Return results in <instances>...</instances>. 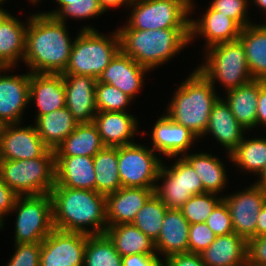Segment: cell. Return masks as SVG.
Here are the masks:
<instances>
[{"label": "cell", "mask_w": 266, "mask_h": 266, "mask_svg": "<svg viewBox=\"0 0 266 266\" xmlns=\"http://www.w3.org/2000/svg\"><path fill=\"white\" fill-rule=\"evenodd\" d=\"M17 197L18 195L0 179V228L1 229L3 228L2 226L4 225L3 217L6 216L7 213L12 212Z\"/></svg>", "instance_id": "7dc6e473"}, {"label": "cell", "mask_w": 266, "mask_h": 266, "mask_svg": "<svg viewBox=\"0 0 266 266\" xmlns=\"http://www.w3.org/2000/svg\"><path fill=\"white\" fill-rule=\"evenodd\" d=\"M99 0H75L64 6L54 17L65 23L66 17L84 19L99 16L104 13Z\"/></svg>", "instance_id": "ab89813d"}, {"label": "cell", "mask_w": 266, "mask_h": 266, "mask_svg": "<svg viewBox=\"0 0 266 266\" xmlns=\"http://www.w3.org/2000/svg\"><path fill=\"white\" fill-rule=\"evenodd\" d=\"M210 7L232 18L241 28L253 24L246 17L248 0H213Z\"/></svg>", "instance_id": "60d3db41"}, {"label": "cell", "mask_w": 266, "mask_h": 266, "mask_svg": "<svg viewBox=\"0 0 266 266\" xmlns=\"http://www.w3.org/2000/svg\"><path fill=\"white\" fill-rule=\"evenodd\" d=\"M205 223L216 236H222L234 232L230 211L223 199L216 205Z\"/></svg>", "instance_id": "7bdbcfd3"}, {"label": "cell", "mask_w": 266, "mask_h": 266, "mask_svg": "<svg viewBox=\"0 0 266 266\" xmlns=\"http://www.w3.org/2000/svg\"><path fill=\"white\" fill-rule=\"evenodd\" d=\"M95 99L97 111L101 112H126V106L133 100L115 86L101 82L96 83Z\"/></svg>", "instance_id": "f35d334b"}, {"label": "cell", "mask_w": 266, "mask_h": 266, "mask_svg": "<svg viewBox=\"0 0 266 266\" xmlns=\"http://www.w3.org/2000/svg\"><path fill=\"white\" fill-rule=\"evenodd\" d=\"M216 239L215 233L205 222L190 224L188 245L190 253H201Z\"/></svg>", "instance_id": "b9f144b4"}, {"label": "cell", "mask_w": 266, "mask_h": 266, "mask_svg": "<svg viewBox=\"0 0 266 266\" xmlns=\"http://www.w3.org/2000/svg\"><path fill=\"white\" fill-rule=\"evenodd\" d=\"M80 31L74 40L69 63L63 74L85 75L98 79L120 51L118 32L116 30L109 38L89 26Z\"/></svg>", "instance_id": "8992f818"}, {"label": "cell", "mask_w": 266, "mask_h": 266, "mask_svg": "<svg viewBox=\"0 0 266 266\" xmlns=\"http://www.w3.org/2000/svg\"><path fill=\"white\" fill-rule=\"evenodd\" d=\"M104 11H107L110 7H118L121 5H130L133 3V0H99Z\"/></svg>", "instance_id": "816d5d0a"}, {"label": "cell", "mask_w": 266, "mask_h": 266, "mask_svg": "<svg viewBox=\"0 0 266 266\" xmlns=\"http://www.w3.org/2000/svg\"><path fill=\"white\" fill-rule=\"evenodd\" d=\"M93 123L105 146L119 147L134 143L130 138L136 134L138 123L127 112L97 111Z\"/></svg>", "instance_id": "7402d4cb"}, {"label": "cell", "mask_w": 266, "mask_h": 266, "mask_svg": "<svg viewBox=\"0 0 266 266\" xmlns=\"http://www.w3.org/2000/svg\"><path fill=\"white\" fill-rule=\"evenodd\" d=\"M55 184L73 189L95 190L93 157H56Z\"/></svg>", "instance_id": "603a6c76"}, {"label": "cell", "mask_w": 266, "mask_h": 266, "mask_svg": "<svg viewBox=\"0 0 266 266\" xmlns=\"http://www.w3.org/2000/svg\"><path fill=\"white\" fill-rule=\"evenodd\" d=\"M229 159L239 168L260 175L266 167V138L243 139Z\"/></svg>", "instance_id": "e575fe53"}, {"label": "cell", "mask_w": 266, "mask_h": 266, "mask_svg": "<svg viewBox=\"0 0 266 266\" xmlns=\"http://www.w3.org/2000/svg\"><path fill=\"white\" fill-rule=\"evenodd\" d=\"M181 1L190 8V12L192 13V7L194 6L193 1L192 0H181Z\"/></svg>", "instance_id": "6f0895ef"}, {"label": "cell", "mask_w": 266, "mask_h": 266, "mask_svg": "<svg viewBox=\"0 0 266 266\" xmlns=\"http://www.w3.org/2000/svg\"><path fill=\"white\" fill-rule=\"evenodd\" d=\"M205 57L207 61L198 70L213 85L218 79L229 91L253 80L244 47L239 40L209 47Z\"/></svg>", "instance_id": "52a82bcc"}, {"label": "cell", "mask_w": 266, "mask_h": 266, "mask_svg": "<svg viewBox=\"0 0 266 266\" xmlns=\"http://www.w3.org/2000/svg\"><path fill=\"white\" fill-rule=\"evenodd\" d=\"M200 256L206 266H243L247 258V241L234 232L216 236Z\"/></svg>", "instance_id": "4316f807"}, {"label": "cell", "mask_w": 266, "mask_h": 266, "mask_svg": "<svg viewBox=\"0 0 266 266\" xmlns=\"http://www.w3.org/2000/svg\"><path fill=\"white\" fill-rule=\"evenodd\" d=\"M15 243H41L54 229L50 194L18 196Z\"/></svg>", "instance_id": "ba28073f"}, {"label": "cell", "mask_w": 266, "mask_h": 266, "mask_svg": "<svg viewBox=\"0 0 266 266\" xmlns=\"http://www.w3.org/2000/svg\"><path fill=\"white\" fill-rule=\"evenodd\" d=\"M259 178H260V180H258L255 184L266 189V167L264 168V170L260 174Z\"/></svg>", "instance_id": "db71d44e"}, {"label": "cell", "mask_w": 266, "mask_h": 266, "mask_svg": "<svg viewBox=\"0 0 266 266\" xmlns=\"http://www.w3.org/2000/svg\"><path fill=\"white\" fill-rule=\"evenodd\" d=\"M93 162L96 192L106 196L122 187L118 170V147L105 146L93 157Z\"/></svg>", "instance_id": "d6a6232c"}, {"label": "cell", "mask_w": 266, "mask_h": 266, "mask_svg": "<svg viewBox=\"0 0 266 266\" xmlns=\"http://www.w3.org/2000/svg\"><path fill=\"white\" fill-rule=\"evenodd\" d=\"M49 194L55 229L87 235L105 233L108 225L104 195L95 190L73 189L56 184ZM87 226H90V230Z\"/></svg>", "instance_id": "7a4b0ae2"}, {"label": "cell", "mask_w": 266, "mask_h": 266, "mask_svg": "<svg viewBox=\"0 0 266 266\" xmlns=\"http://www.w3.org/2000/svg\"><path fill=\"white\" fill-rule=\"evenodd\" d=\"M20 123L0 126L2 160H28L41 157L49 148L35 126L19 127Z\"/></svg>", "instance_id": "5bb4252c"}, {"label": "cell", "mask_w": 266, "mask_h": 266, "mask_svg": "<svg viewBox=\"0 0 266 266\" xmlns=\"http://www.w3.org/2000/svg\"><path fill=\"white\" fill-rule=\"evenodd\" d=\"M120 51L149 71L190 43V28L118 29Z\"/></svg>", "instance_id": "3957f363"}, {"label": "cell", "mask_w": 266, "mask_h": 266, "mask_svg": "<svg viewBox=\"0 0 266 266\" xmlns=\"http://www.w3.org/2000/svg\"><path fill=\"white\" fill-rule=\"evenodd\" d=\"M155 188L121 187L105 196L107 225L132 223L137 212L154 194Z\"/></svg>", "instance_id": "e0dca14e"}, {"label": "cell", "mask_w": 266, "mask_h": 266, "mask_svg": "<svg viewBox=\"0 0 266 266\" xmlns=\"http://www.w3.org/2000/svg\"><path fill=\"white\" fill-rule=\"evenodd\" d=\"M87 237L54 228L41 242L40 266H84Z\"/></svg>", "instance_id": "7c38bea8"}, {"label": "cell", "mask_w": 266, "mask_h": 266, "mask_svg": "<svg viewBox=\"0 0 266 266\" xmlns=\"http://www.w3.org/2000/svg\"><path fill=\"white\" fill-rule=\"evenodd\" d=\"M56 1L60 5V8L58 10H54V11H51V12H48V13L47 12L46 13L43 12V14L54 17L64 6L69 5L70 2H73L75 0H56Z\"/></svg>", "instance_id": "f5cc1de1"}, {"label": "cell", "mask_w": 266, "mask_h": 266, "mask_svg": "<svg viewBox=\"0 0 266 266\" xmlns=\"http://www.w3.org/2000/svg\"><path fill=\"white\" fill-rule=\"evenodd\" d=\"M105 234L121 257L132 254L157 255L154 241L131 223L108 226Z\"/></svg>", "instance_id": "f546056e"}, {"label": "cell", "mask_w": 266, "mask_h": 266, "mask_svg": "<svg viewBox=\"0 0 266 266\" xmlns=\"http://www.w3.org/2000/svg\"><path fill=\"white\" fill-rule=\"evenodd\" d=\"M84 266H122V257L107 235H88Z\"/></svg>", "instance_id": "d590c367"}, {"label": "cell", "mask_w": 266, "mask_h": 266, "mask_svg": "<svg viewBox=\"0 0 266 266\" xmlns=\"http://www.w3.org/2000/svg\"><path fill=\"white\" fill-rule=\"evenodd\" d=\"M195 170L197 176L200 177L203 189L206 192L216 193L225 188L226 170L223 163L208 153H197L182 156Z\"/></svg>", "instance_id": "836d02e7"}, {"label": "cell", "mask_w": 266, "mask_h": 266, "mask_svg": "<svg viewBox=\"0 0 266 266\" xmlns=\"http://www.w3.org/2000/svg\"><path fill=\"white\" fill-rule=\"evenodd\" d=\"M243 266H266L264 263L254 262L251 261L248 257L246 258V261Z\"/></svg>", "instance_id": "11a10c76"}, {"label": "cell", "mask_w": 266, "mask_h": 266, "mask_svg": "<svg viewBox=\"0 0 266 266\" xmlns=\"http://www.w3.org/2000/svg\"><path fill=\"white\" fill-rule=\"evenodd\" d=\"M167 209V206L153 194L137 212L131 224L155 242L160 234Z\"/></svg>", "instance_id": "8d00e7d4"}, {"label": "cell", "mask_w": 266, "mask_h": 266, "mask_svg": "<svg viewBox=\"0 0 266 266\" xmlns=\"http://www.w3.org/2000/svg\"><path fill=\"white\" fill-rule=\"evenodd\" d=\"M238 40L244 47L252 79L266 81V24L242 28Z\"/></svg>", "instance_id": "83f0119b"}, {"label": "cell", "mask_w": 266, "mask_h": 266, "mask_svg": "<svg viewBox=\"0 0 266 266\" xmlns=\"http://www.w3.org/2000/svg\"><path fill=\"white\" fill-rule=\"evenodd\" d=\"M4 1H5V0H0V4L2 5V3H3ZM1 5H0V6H1ZM0 8H1V7H0Z\"/></svg>", "instance_id": "91938a15"}, {"label": "cell", "mask_w": 266, "mask_h": 266, "mask_svg": "<svg viewBox=\"0 0 266 266\" xmlns=\"http://www.w3.org/2000/svg\"><path fill=\"white\" fill-rule=\"evenodd\" d=\"M153 150L167 157H175L187 152L197 137L191 131L163 115L152 130Z\"/></svg>", "instance_id": "44dd1931"}, {"label": "cell", "mask_w": 266, "mask_h": 266, "mask_svg": "<svg viewBox=\"0 0 266 266\" xmlns=\"http://www.w3.org/2000/svg\"><path fill=\"white\" fill-rule=\"evenodd\" d=\"M244 131L246 129L237 122L229 104L219 97L212 107L205 134L211 133L230 155L244 139Z\"/></svg>", "instance_id": "cb8c5ba5"}, {"label": "cell", "mask_w": 266, "mask_h": 266, "mask_svg": "<svg viewBox=\"0 0 266 266\" xmlns=\"http://www.w3.org/2000/svg\"><path fill=\"white\" fill-rule=\"evenodd\" d=\"M77 125L78 122L66 106L39 116L35 122L37 132L44 144L54 151L75 130Z\"/></svg>", "instance_id": "1f68e13d"}, {"label": "cell", "mask_w": 266, "mask_h": 266, "mask_svg": "<svg viewBox=\"0 0 266 266\" xmlns=\"http://www.w3.org/2000/svg\"><path fill=\"white\" fill-rule=\"evenodd\" d=\"M15 250L7 266H40L41 243H15Z\"/></svg>", "instance_id": "ee69618b"}, {"label": "cell", "mask_w": 266, "mask_h": 266, "mask_svg": "<svg viewBox=\"0 0 266 266\" xmlns=\"http://www.w3.org/2000/svg\"><path fill=\"white\" fill-rule=\"evenodd\" d=\"M122 266H163L158 255L132 254L122 257Z\"/></svg>", "instance_id": "c3c4849f"}, {"label": "cell", "mask_w": 266, "mask_h": 266, "mask_svg": "<svg viewBox=\"0 0 266 266\" xmlns=\"http://www.w3.org/2000/svg\"><path fill=\"white\" fill-rule=\"evenodd\" d=\"M230 211L234 233L246 241L256 237L259 212L266 202V189L255 183L229 197H222Z\"/></svg>", "instance_id": "4fadbf2b"}, {"label": "cell", "mask_w": 266, "mask_h": 266, "mask_svg": "<svg viewBox=\"0 0 266 266\" xmlns=\"http://www.w3.org/2000/svg\"><path fill=\"white\" fill-rule=\"evenodd\" d=\"M266 235V202L259 212L257 225H256V237Z\"/></svg>", "instance_id": "f907efd6"}, {"label": "cell", "mask_w": 266, "mask_h": 266, "mask_svg": "<svg viewBox=\"0 0 266 266\" xmlns=\"http://www.w3.org/2000/svg\"><path fill=\"white\" fill-rule=\"evenodd\" d=\"M33 4L37 3L39 0H31Z\"/></svg>", "instance_id": "680465c9"}, {"label": "cell", "mask_w": 266, "mask_h": 266, "mask_svg": "<svg viewBox=\"0 0 266 266\" xmlns=\"http://www.w3.org/2000/svg\"><path fill=\"white\" fill-rule=\"evenodd\" d=\"M257 105V126L260 123L266 126V81L264 80H259Z\"/></svg>", "instance_id": "681fc988"}, {"label": "cell", "mask_w": 266, "mask_h": 266, "mask_svg": "<svg viewBox=\"0 0 266 266\" xmlns=\"http://www.w3.org/2000/svg\"><path fill=\"white\" fill-rule=\"evenodd\" d=\"M190 224L180 209H167L160 234L155 243L156 252L164 259L177 253L189 252L188 234Z\"/></svg>", "instance_id": "484cf974"}, {"label": "cell", "mask_w": 266, "mask_h": 266, "mask_svg": "<svg viewBox=\"0 0 266 266\" xmlns=\"http://www.w3.org/2000/svg\"><path fill=\"white\" fill-rule=\"evenodd\" d=\"M163 266H206L199 253H177L165 258Z\"/></svg>", "instance_id": "f6af8a7d"}, {"label": "cell", "mask_w": 266, "mask_h": 266, "mask_svg": "<svg viewBox=\"0 0 266 266\" xmlns=\"http://www.w3.org/2000/svg\"><path fill=\"white\" fill-rule=\"evenodd\" d=\"M27 26L0 8V67L14 68L24 59Z\"/></svg>", "instance_id": "d4e9b609"}, {"label": "cell", "mask_w": 266, "mask_h": 266, "mask_svg": "<svg viewBox=\"0 0 266 266\" xmlns=\"http://www.w3.org/2000/svg\"><path fill=\"white\" fill-rule=\"evenodd\" d=\"M147 71H149L147 68L119 51L98 77L97 82L115 86L134 99L133 97L143 87V76Z\"/></svg>", "instance_id": "ac0fdd59"}, {"label": "cell", "mask_w": 266, "mask_h": 266, "mask_svg": "<svg viewBox=\"0 0 266 266\" xmlns=\"http://www.w3.org/2000/svg\"><path fill=\"white\" fill-rule=\"evenodd\" d=\"M247 257L254 262L266 264V235L247 241Z\"/></svg>", "instance_id": "bcb514c9"}, {"label": "cell", "mask_w": 266, "mask_h": 266, "mask_svg": "<svg viewBox=\"0 0 266 266\" xmlns=\"http://www.w3.org/2000/svg\"><path fill=\"white\" fill-rule=\"evenodd\" d=\"M35 100L37 117L66 106L63 74L30 73L29 102Z\"/></svg>", "instance_id": "d6986e66"}, {"label": "cell", "mask_w": 266, "mask_h": 266, "mask_svg": "<svg viewBox=\"0 0 266 266\" xmlns=\"http://www.w3.org/2000/svg\"><path fill=\"white\" fill-rule=\"evenodd\" d=\"M65 103L78 123L93 122L97 114L95 86L92 76L63 74Z\"/></svg>", "instance_id": "9a60e30c"}, {"label": "cell", "mask_w": 266, "mask_h": 266, "mask_svg": "<svg viewBox=\"0 0 266 266\" xmlns=\"http://www.w3.org/2000/svg\"><path fill=\"white\" fill-rule=\"evenodd\" d=\"M56 154L48 149L41 157L1 160L0 179L18 196L49 194L55 185Z\"/></svg>", "instance_id": "5b68a950"}, {"label": "cell", "mask_w": 266, "mask_h": 266, "mask_svg": "<svg viewBox=\"0 0 266 266\" xmlns=\"http://www.w3.org/2000/svg\"><path fill=\"white\" fill-rule=\"evenodd\" d=\"M160 179H164L163 184L156 185L154 194L169 209H180L191 196L206 192L200 177L182 156L170 168L162 164Z\"/></svg>", "instance_id": "8fae6325"}, {"label": "cell", "mask_w": 266, "mask_h": 266, "mask_svg": "<svg viewBox=\"0 0 266 266\" xmlns=\"http://www.w3.org/2000/svg\"><path fill=\"white\" fill-rule=\"evenodd\" d=\"M216 193L205 192L191 196L180 208L189 224L206 222L216 205L222 200Z\"/></svg>", "instance_id": "74e56055"}, {"label": "cell", "mask_w": 266, "mask_h": 266, "mask_svg": "<svg viewBox=\"0 0 266 266\" xmlns=\"http://www.w3.org/2000/svg\"><path fill=\"white\" fill-rule=\"evenodd\" d=\"M73 43L64 22L43 13L33 14L27 23L23 60L30 73L63 74Z\"/></svg>", "instance_id": "6da1fadb"}, {"label": "cell", "mask_w": 266, "mask_h": 266, "mask_svg": "<svg viewBox=\"0 0 266 266\" xmlns=\"http://www.w3.org/2000/svg\"><path fill=\"white\" fill-rule=\"evenodd\" d=\"M105 147L93 122L78 123L55 150L56 157L92 156Z\"/></svg>", "instance_id": "f1b7e54d"}, {"label": "cell", "mask_w": 266, "mask_h": 266, "mask_svg": "<svg viewBox=\"0 0 266 266\" xmlns=\"http://www.w3.org/2000/svg\"><path fill=\"white\" fill-rule=\"evenodd\" d=\"M130 7L129 21L120 29L190 28V8L181 0H133Z\"/></svg>", "instance_id": "9c48e42d"}, {"label": "cell", "mask_w": 266, "mask_h": 266, "mask_svg": "<svg viewBox=\"0 0 266 266\" xmlns=\"http://www.w3.org/2000/svg\"><path fill=\"white\" fill-rule=\"evenodd\" d=\"M259 95V80L239 86L227 91L225 101L239 124L246 130H251L257 125V102Z\"/></svg>", "instance_id": "4dcf8cb0"}, {"label": "cell", "mask_w": 266, "mask_h": 266, "mask_svg": "<svg viewBox=\"0 0 266 266\" xmlns=\"http://www.w3.org/2000/svg\"><path fill=\"white\" fill-rule=\"evenodd\" d=\"M10 67H0V71ZM30 72L22 75H0V126L20 123L29 103Z\"/></svg>", "instance_id": "2e32d148"}, {"label": "cell", "mask_w": 266, "mask_h": 266, "mask_svg": "<svg viewBox=\"0 0 266 266\" xmlns=\"http://www.w3.org/2000/svg\"><path fill=\"white\" fill-rule=\"evenodd\" d=\"M162 164L152 148L135 142L118 147V170L122 187L155 188Z\"/></svg>", "instance_id": "30bf717a"}, {"label": "cell", "mask_w": 266, "mask_h": 266, "mask_svg": "<svg viewBox=\"0 0 266 266\" xmlns=\"http://www.w3.org/2000/svg\"><path fill=\"white\" fill-rule=\"evenodd\" d=\"M218 99L214 85L196 68L177 88L166 115L200 138L205 135L212 107Z\"/></svg>", "instance_id": "277c9868"}, {"label": "cell", "mask_w": 266, "mask_h": 266, "mask_svg": "<svg viewBox=\"0 0 266 266\" xmlns=\"http://www.w3.org/2000/svg\"><path fill=\"white\" fill-rule=\"evenodd\" d=\"M242 28L232 19L213 10L210 6L201 20H190V41L200 34L205 37L206 47L239 39ZM194 36V37H193Z\"/></svg>", "instance_id": "ffe728a7"}, {"label": "cell", "mask_w": 266, "mask_h": 266, "mask_svg": "<svg viewBox=\"0 0 266 266\" xmlns=\"http://www.w3.org/2000/svg\"><path fill=\"white\" fill-rule=\"evenodd\" d=\"M256 6L266 12V0H254Z\"/></svg>", "instance_id": "9f6ffc18"}]
</instances>
